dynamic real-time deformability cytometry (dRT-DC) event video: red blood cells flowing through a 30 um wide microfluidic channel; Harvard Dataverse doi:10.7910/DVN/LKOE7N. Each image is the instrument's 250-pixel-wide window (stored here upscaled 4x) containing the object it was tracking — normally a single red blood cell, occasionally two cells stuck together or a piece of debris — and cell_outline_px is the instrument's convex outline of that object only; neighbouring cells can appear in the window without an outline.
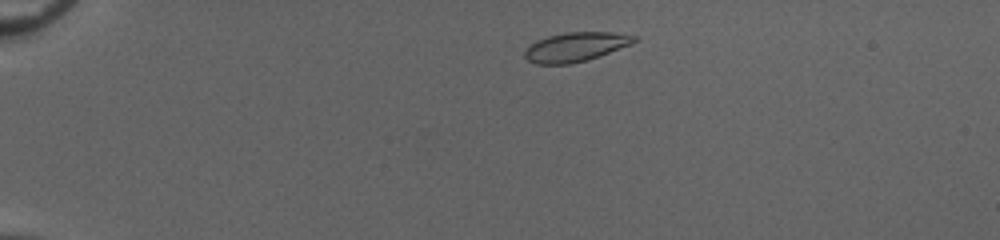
{"species": "common noctule bat (a hibernating species)", "species_latin": "Nyctalus noctula", "temperature_condition": "cold", "stored_images_in_passage": 44, "camera_frame_rate_fps": 3000, "um_per_image_px": 0.085, "animal": {"sex": "female", "body_mass_g": 20.0, "forearm_length_mm": 54.0}, "frame": {"image": 1, "passage_image": 4, "time_ms": 1.0, "image_size_px": [1000, 240], "cell_outline_px": [[636, 40], [632, 44], [600, 56], [588, 60], [568, 64], [536, 64], [528, 60], [524, 56], [524, 52], [536, 40], [548, 36], [564, 32], [612, 32], [636, 36]], "centroid_in_image_um": [48.94, 3.99], "position_along_channel_um": 36.1, "area_um2": 18.61}}
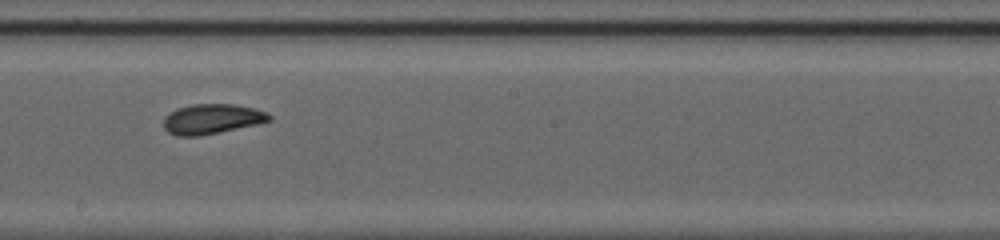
{"frame": {"image": 2, "passage_image": 24, "time_ms": 7.667, "image_size_px": [1000, 240], "cell_outline_px": [[272, 120], [260, 124], [196, 136], [176, 136], [168, 132], [164, 128], [164, 116], [176, 108], [192, 104], [236, 104], [256, 108], [272, 116]], "centroid_in_image_um": [18.02, 10.1], "position_along_channel_um": 230.2, "area_um2": 18.55}}
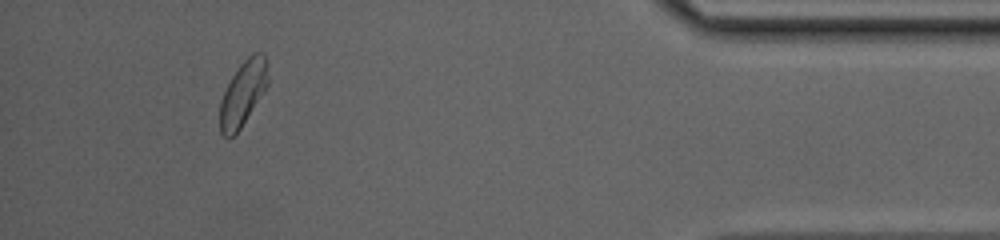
{"frame": {"image": 3, "passage_image": 41, "time_ms": 13.333, "image_size_px": [1000, 240], "cell_outline_px": [[268, 84], [264, 92], [240, 128], [228, 140], [220, 132], [220, 100], [232, 76], [240, 64], [252, 52], [264, 52], [268, 64]], "centroid_in_image_um": [20.67, 7.9], "position_along_channel_um": 414.5, "area_um2": 18.21}, "authors_computed_cell_mechanics": {"area_um2": 18.5249, "velocity_mm_per_s": 4.0537, "shape_relaxation_time_tau1_ms": 2.9508, "shape_relaxation_time_tau2_ms": 1.5544, "deformation_change_tau1": 0.1221, "deformation_change_tau2": 0.063}}